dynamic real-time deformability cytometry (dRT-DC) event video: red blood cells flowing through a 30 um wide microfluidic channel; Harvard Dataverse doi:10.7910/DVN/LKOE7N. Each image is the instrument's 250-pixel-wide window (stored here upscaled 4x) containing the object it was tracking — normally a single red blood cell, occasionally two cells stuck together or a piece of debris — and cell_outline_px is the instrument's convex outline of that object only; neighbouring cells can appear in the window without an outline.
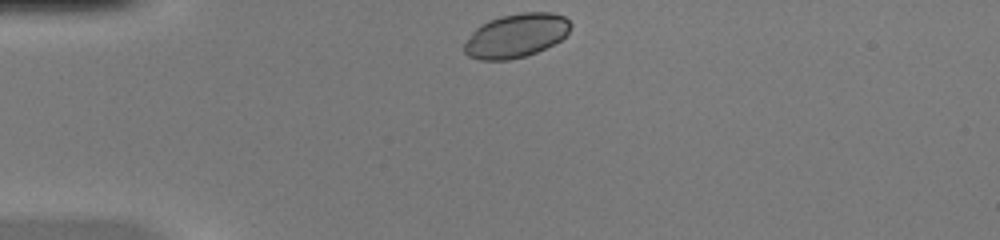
{"species": "common noctule bat (a hibernating species)", "species_latin": "Nyctalus noctula", "temperature_condition": "warm", "stored_images_in_passage": 39, "camera_frame_rate_fps": 3000, "um_per_image_px": 0.085, "animal": {"sex": "female", "body_mass_g": 20.0, "forearm_length_mm": 54.0}, "frame": {"image": 1, "passage_image": 1, "time_ms": 0.0, "image_size_px": [1000, 240], "cell_outline_px": [[572, 28], [560, 40], [536, 52], [524, 56], [508, 60], [480, 60], [468, 56], [464, 52], [464, 44], [472, 32], [480, 24], [488, 20], [500, 16], [520, 12], [552, 12], [564, 16], [572, 24]], "centroid_in_image_um": [43.86, 3.01], "position_along_channel_um": 41.1, "area_um2": 27.22}}
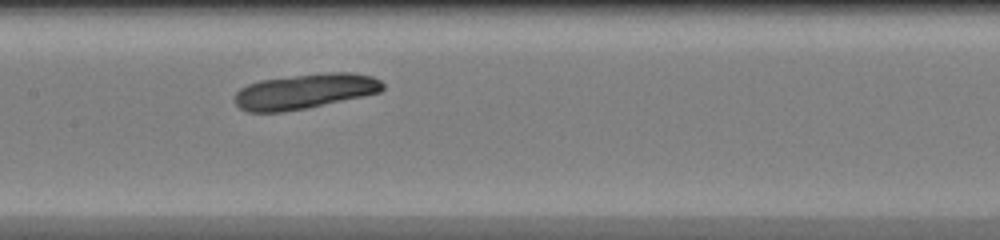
{"frame": {"image": 2, "passage_image": 14, "time_ms": 4.333, "image_size_px": [1000, 240], "cell_outline_px": [[384, 88], [380, 92], [364, 96], [284, 112], [248, 112], [240, 108], [236, 104], [236, 92], [240, 88], [248, 84], [260, 80], [328, 72], [352, 72], [372, 76], [380, 80], [384, 84]], "centroid_in_image_um": [25.93, 7.76], "position_along_channel_um": 181.5, "area_um2": 30.06}}
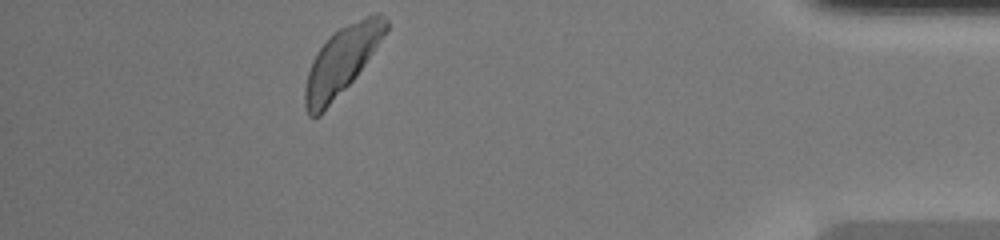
{"frame": {"image": 3, "passage_image": 34, "time_ms": 11.0, "image_size_px": [1000, 240], "cell_outline_px": [[388, 28], [356, 76], [320, 116], [308, 116], [304, 104], [304, 88], [308, 72], [312, 60], [316, 52], [328, 36], [340, 28], [372, 12], [380, 12], [388, 20]], "centroid_in_image_um": [29.01, 5.17], "position_along_channel_um": 406.2, "area_um2": 31.56}}